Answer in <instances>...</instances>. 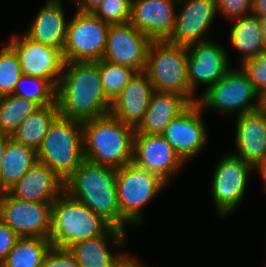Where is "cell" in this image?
<instances>
[{
    "instance_id": "6da1fadb",
    "label": "cell",
    "mask_w": 266,
    "mask_h": 267,
    "mask_svg": "<svg viewBox=\"0 0 266 267\" xmlns=\"http://www.w3.org/2000/svg\"><path fill=\"white\" fill-rule=\"evenodd\" d=\"M59 116L84 122L110 114L98 61L65 62L56 91Z\"/></svg>"
},
{
    "instance_id": "7a4b0ae2",
    "label": "cell",
    "mask_w": 266,
    "mask_h": 267,
    "mask_svg": "<svg viewBox=\"0 0 266 267\" xmlns=\"http://www.w3.org/2000/svg\"><path fill=\"white\" fill-rule=\"evenodd\" d=\"M117 169L84 159L65 180V192L85 204L112 227L126 231L130 223L121 215L117 196Z\"/></svg>"
},
{
    "instance_id": "3957f363",
    "label": "cell",
    "mask_w": 266,
    "mask_h": 267,
    "mask_svg": "<svg viewBox=\"0 0 266 267\" xmlns=\"http://www.w3.org/2000/svg\"><path fill=\"white\" fill-rule=\"evenodd\" d=\"M84 159L114 169L133 161L136 128L112 114L82 122Z\"/></svg>"
},
{
    "instance_id": "277c9868",
    "label": "cell",
    "mask_w": 266,
    "mask_h": 267,
    "mask_svg": "<svg viewBox=\"0 0 266 267\" xmlns=\"http://www.w3.org/2000/svg\"><path fill=\"white\" fill-rule=\"evenodd\" d=\"M112 226L66 192L52 203L50 242L68 249L78 242L104 235Z\"/></svg>"
},
{
    "instance_id": "5b68a950",
    "label": "cell",
    "mask_w": 266,
    "mask_h": 267,
    "mask_svg": "<svg viewBox=\"0 0 266 267\" xmlns=\"http://www.w3.org/2000/svg\"><path fill=\"white\" fill-rule=\"evenodd\" d=\"M37 160L65 181L84 160L82 122L58 116L37 150Z\"/></svg>"
},
{
    "instance_id": "8992f818",
    "label": "cell",
    "mask_w": 266,
    "mask_h": 267,
    "mask_svg": "<svg viewBox=\"0 0 266 267\" xmlns=\"http://www.w3.org/2000/svg\"><path fill=\"white\" fill-rule=\"evenodd\" d=\"M187 61V46L173 44L167 40L152 41L144 72L155 91L177 93L190 103H195L196 93L189 89L187 80Z\"/></svg>"
},
{
    "instance_id": "52a82bcc",
    "label": "cell",
    "mask_w": 266,
    "mask_h": 267,
    "mask_svg": "<svg viewBox=\"0 0 266 267\" xmlns=\"http://www.w3.org/2000/svg\"><path fill=\"white\" fill-rule=\"evenodd\" d=\"M196 103L202 111L213 109L232 117L260 109L264 106V99L241 67L233 66L218 82L205 89Z\"/></svg>"
},
{
    "instance_id": "ba28073f",
    "label": "cell",
    "mask_w": 266,
    "mask_h": 267,
    "mask_svg": "<svg viewBox=\"0 0 266 267\" xmlns=\"http://www.w3.org/2000/svg\"><path fill=\"white\" fill-rule=\"evenodd\" d=\"M168 184L159 175L130 162L117 169V196L121 215L137 225L144 219L142 209Z\"/></svg>"
},
{
    "instance_id": "9c48e42d",
    "label": "cell",
    "mask_w": 266,
    "mask_h": 267,
    "mask_svg": "<svg viewBox=\"0 0 266 267\" xmlns=\"http://www.w3.org/2000/svg\"><path fill=\"white\" fill-rule=\"evenodd\" d=\"M110 25L93 13L75 11L68 22L65 62H96L103 58Z\"/></svg>"
},
{
    "instance_id": "30bf717a",
    "label": "cell",
    "mask_w": 266,
    "mask_h": 267,
    "mask_svg": "<svg viewBox=\"0 0 266 267\" xmlns=\"http://www.w3.org/2000/svg\"><path fill=\"white\" fill-rule=\"evenodd\" d=\"M212 199L219 216H227L240 205L253 166L231 152L223 156L213 170Z\"/></svg>"
},
{
    "instance_id": "8fae6325",
    "label": "cell",
    "mask_w": 266,
    "mask_h": 267,
    "mask_svg": "<svg viewBox=\"0 0 266 267\" xmlns=\"http://www.w3.org/2000/svg\"><path fill=\"white\" fill-rule=\"evenodd\" d=\"M53 202H31L0 193V219L20 237L50 238Z\"/></svg>"
},
{
    "instance_id": "7c38bea8",
    "label": "cell",
    "mask_w": 266,
    "mask_h": 267,
    "mask_svg": "<svg viewBox=\"0 0 266 267\" xmlns=\"http://www.w3.org/2000/svg\"><path fill=\"white\" fill-rule=\"evenodd\" d=\"M152 40L130 22L110 25L103 60L143 72Z\"/></svg>"
},
{
    "instance_id": "4fadbf2b",
    "label": "cell",
    "mask_w": 266,
    "mask_h": 267,
    "mask_svg": "<svg viewBox=\"0 0 266 267\" xmlns=\"http://www.w3.org/2000/svg\"><path fill=\"white\" fill-rule=\"evenodd\" d=\"M187 49V80L193 93L200 84L205 89L214 85L231 68L228 50L216 41L194 43Z\"/></svg>"
},
{
    "instance_id": "5bb4252c",
    "label": "cell",
    "mask_w": 266,
    "mask_h": 267,
    "mask_svg": "<svg viewBox=\"0 0 266 267\" xmlns=\"http://www.w3.org/2000/svg\"><path fill=\"white\" fill-rule=\"evenodd\" d=\"M8 44L17 53L23 75L45 78L58 86L65 64L61 50L35 42L25 34L13 35Z\"/></svg>"
},
{
    "instance_id": "9a60e30c",
    "label": "cell",
    "mask_w": 266,
    "mask_h": 267,
    "mask_svg": "<svg viewBox=\"0 0 266 267\" xmlns=\"http://www.w3.org/2000/svg\"><path fill=\"white\" fill-rule=\"evenodd\" d=\"M202 113L196 102L191 103L161 134L185 163L205 148L208 136Z\"/></svg>"
},
{
    "instance_id": "2e32d148",
    "label": "cell",
    "mask_w": 266,
    "mask_h": 267,
    "mask_svg": "<svg viewBox=\"0 0 266 267\" xmlns=\"http://www.w3.org/2000/svg\"><path fill=\"white\" fill-rule=\"evenodd\" d=\"M169 183L185 162L162 135L135 133L133 161Z\"/></svg>"
},
{
    "instance_id": "e0dca14e",
    "label": "cell",
    "mask_w": 266,
    "mask_h": 267,
    "mask_svg": "<svg viewBox=\"0 0 266 267\" xmlns=\"http://www.w3.org/2000/svg\"><path fill=\"white\" fill-rule=\"evenodd\" d=\"M178 5L181 8L176 12L174 30L167 41L182 46L208 41L204 35L217 15L215 0H178Z\"/></svg>"
},
{
    "instance_id": "ac0fdd59",
    "label": "cell",
    "mask_w": 266,
    "mask_h": 267,
    "mask_svg": "<svg viewBox=\"0 0 266 267\" xmlns=\"http://www.w3.org/2000/svg\"><path fill=\"white\" fill-rule=\"evenodd\" d=\"M177 6L178 0H131L129 22L152 41L168 40L174 30Z\"/></svg>"
},
{
    "instance_id": "d6986e66",
    "label": "cell",
    "mask_w": 266,
    "mask_h": 267,
    "mask_svg": "<svg viewBox=\"0 0 266 267\" xmlns=\"http://www.w3.org/2000/svg\"><path fill=\"white\" fill-rule=\"evenodd\" d=\"M126 234L122 229L111 227L104 235L78 242L68 250L78 267H120L130 254L111 252L109 244L112 242L114 246L124 247Z\"/></svg>"
},
{
    "instance_id": "ffe728a7",
    "label": "cell",
    "mask_w": 266,
    "mask_h": 267,
    "mask_svg": "<svg viewBox=\"0 0 266 267\" xmlns=\"http://www.w3.org/2000/svg\"><path fill=\"white\" fill-rule=\"evenodd\" d=\"M235 117L236 151L232 154L254 167L266 158V107Z\"/></svg>"
},
{
    "instance_id": "44dd1931",
    "label": "cell",
    "mask_w": 266,
    "mask_h": 267,
    "mask_svg": "<svg viewBox=\"0 0 266 267\" xmlns=\"http://www.w3.org/2000/svg\"><path fill=\"white\" fill-rule=\"evenodd\" d=\"M7 192L23 201L54 202L65 192V181L37 161Z\"/></svg>"
},
{
    "instance_id": "7402d4cb",
    "label": "cell",
    "mask_w": 266,
    "mask_h": 267,
    "mask_svg": "<svg viewBox=\"0 0 266 267\" xmlns=\"http://www.w3.org/2000/svg\"><path fill=\"white\" fill-rule=\"evenodd\" d=\"M154 87L147 74L136 72L111 103L110 114L122 123L137 128L144 120Z\"/></svg>"
},
{
    "instance_id": "603a6c76",
    "label": "cell",
    "mask_w": 266,
    "mask_h": 267,
    "mask_svg": "<svg viewBox=\"0 0 266 267\" xmlns=\"http://www.w3.org/2000/svg\"><path fill=\"white\" fill-rule=\"evenodd\" d=\"M68 20L61 0H46L24 34L31 40L63 51Z\"/></svg>"
},
{
    "instance_id": "cb8c5ba5",
    "label": "cell",
    "mask_w": 266,
    "mask_h": 267,
    "mask_svg": "<svg viewBox=\"0 0 266 267\" xmlns=\"http://www.w3.org/2000/svg\"><path fill=\"white\" fill-rule=\"evenodd\" d=\"M191 103L182 95L154 91L144 120L135 133L161 135L169 123Z\"/></svg>"
},
{
    "instance_id": "d4e9b609",
    "label": "cell",
    "mask_w": 266,
    "mask_h": 267,
    "mask_svg": "<svg viewBox=\"0 0 266 267\" xmlns=\"http://www.w3.org/2000/svg\"><path fill=\"white\" fill-rule=\"evenodd\" d=\"M229 21H233L229 33L230 45L241 53V64L265 50L259 17L250 13Z\"/></svg>"
},
{
    "instance_id": "484cf974",
    "label": "cell",
    "mask_w": 266,
    "mask_h": 267,
    "mask_svg": "<svg viewBox=\"0 0 266 267\" xmlns=\"http://www.w3.org/2000/svg\"><path fill=\"white\" fill-rule=\"evenodd\" d=\"M37 151L9 140L0 170V193L6 192L37 162Z\"/></svg>"
},
{
    "instance_id": "4316f807",
    "label": "cell",
    "mask_w": 266,
    "mask_h": 267,
    "mask_svg": "<svg viewBox=\"0 0 266 267\" xmlns=\"http://www.w3.org/2000/svg\"><path fill=\"white\" fill-rule=\"evenodd\" d=\"M59 116L58 104L40 106L32 112L11 135L18 144L35 149L41 147L50 125Z\"/></svg>"
},
{
    "instance_id": "83f0119b",
    "label": "cell",
    "mask_w": 266,
    "mask_h": 267,
    "mask_svg": "<svg viewBox=\"0 0 266 267\" xmlns=\"http://www.w3.org/2000/svg\"><path fill=\"white\" fill-rule=\"evenodd\" d=\"M51 247L48 238L20 237L0 267H40Z\"/></svg>"
},
{
    "instance_id": "f1b7e54d",
    "label": "cell",
    "mask_w": 266,
    "mask_h": 267,
    "mask_svg": "<svg viewBox=\"0 0 266 267\" xmlns=\"http://www.w3.org/2000/svg\"><path fill=\"white\" fill-rule=\"evenodd\" d=\"M39 107L36 102L15 94L0 97V132L12 135Z\"/></svg>"
},
{
    "instance_id": "f546056e",
    "label": "cell",
    "mask_w": 266,
    "mask_h": 267,
    "mask_svg": "<svg viewBox=\"0 0 266 267\" xmlns=\"http://www.w3.org/2000/svg\"><path fill=\"white\" fill-rule=\"evenodd\" d=\"M56 91L57 87L48 79L22 75L13 94L45 106L56 103Z\"/></svg>"
},
{
    "instance_id": "4dcf8cb0",
    "label": "cell",
    "mask_w": 266,
    "mask_h": 267,
    "mask_svg": "<svg viewBox=\"0 0 266 267\" xmlns=\"http://www.w3.org/2000/svg\"><path fill=\"white\" fill-rule=\"evenodd\" d=\"M98 66L105 96L112 103L136 71L130 67L107 62L103 59L98 61Z\"/></svg>"
},
{
    "instance_id": "1f68e13d",
    "label": "cell",
    "mask_w": 266,
    "mask_h": 267,
    "mask_svg": "<svg viewBox=\"0 0 266 267\" xmlns=\"http://www.w3.org/2000/svg\"><path fill=\"white\" fill-rule=\"evenodd\" d=\"M23 75L15 50L7 43L0 50V97L11 95Z\"/></svg>"
},
{
    "instance_id": "d6a6232c",
    "label": "cell",
    "mask_w": 266,
    "mask_h": 267,
    "mask_svg": "<svg viewBox=\"0 0 266 267\" xmlns=\"http://www.w3.org/2000/svg\"><path fill=\"white\" fill-rule=\"evenodd\" d=\"M93 14L109 25L130 21L131 0H102Z\"/></svg>"
},
{
    "instance_id": "836d02e7",
    "label": "cell",
    "mask_w": 266,
    "mask_h": 267,
    "mask_svg": "<svg viewBox=\"0 0 266 267\" xmlns=\"http://www.w3.org/2000/svg\"><path fill=\"white\" fill-rule=\"evenodd\" d=\"M241 69L246 73L250 83L260 94L266 98V49L257 57L244 61Z\"/></svg>"
},
{
    "instance_id": "e575fe53",
    "label": "cell",
    "mask_w": 266,
    "mask_h": 267,
    "mask_svg": "<svg viewBox=\"0 0 266 267\" xmlns=\"http://www.w3.org/2000/svg\"><path fill=\"white\" fill-rule=\"evenodd\" d=\"M217 12L228 21L248 15L252 10V0H215Z\"/></svg>"
},
{
    "instance_id": "d590c367",
    "label": "cell",
    "mask_w": 266,
    "mask_h": 267,
    "mask_svg": "<svg viewBox=\"0 0 266 267\" xmlns=\"http://www.w3.org/2000/svg\"><path fill=\"white\" fill-rule=\"evenodd\" d=\"M40 267H78V265L68 249L51 247Z\"/></svg>"
},
{
    "instance_id": "8d00e7d4",
    "label": "cell",
    "mask_w": 266,
    "mask_h": 267,
    "mask_svg": "<svg viewBox=\"0 0 266 267\" xmlns=\"http://www.w3.org/2000/svg\"><path fill=\"white\" fill-rule=\"evenodd\" d=\"M19 238L20 236L0 219V264Z\"/></svg>"
},
{
    "instance_id": "74e56055",
    "label": "cell",
    "mask_w": 266,
    "mask_h": 267,
    "mask_svg": "<svg viewBox=\"0 0 266 267\" xmlns=\"http://www.w3.org/2000/svg\"><path fill=\"white\" fill-rule=\"evenodd\" d=\"M81 13H93L102 0H70Z\"/></svg>"
},
{
    "instance_id": "f35d334b",
    "label": "cell",
    "mask_w": 266,
    "mask_h": 267,
    "mask_svg": "<svg viewBox=\"0 0 266 267\" xmlns=\"http://www.w3.org/2000/svg\"><path fill=\"white\" fill-rule=\"evenodd\" d=\"M251 13L259 18L266 16V0H252Z\"/></svg>"
},
{
    "instance_id": "ab89813d",
    "label": "cell",
    "mask_w": 266,
    "mask_h": 267,
    "mask_svg": "<svg viewBox=\"0 0 266 267\" xmlns=\"http://www.w3.org/2000/svg\"><path fill=\"white\" fill-rule=\"evenodd\" d=\"M11 139V135L0 132V170L2 167L3 156L6 151L7 144Z\"/></svg>"
},
{
    "instance_id": "60d3db41",
    "label": "cell",
    "mask_w": 266,
    "mask_h": 267,
    "mask_svg": "<svg viewBox=\"0 0 266 267\" xmlns=\"http://www.w3.org/2000/svg\"><path fill=\"white\" fill-rule=\"evenodd\" d=\"M120 267H148V266L142 264L140 261L137 260V258L132 257V255H129V257L120 265Z\"/></svg>"
},
{
    "instance_id": "b9f144b4",
    "label": "cell",
    "mask_w": 266,
    "mask_h": 267,
    "mask_svg": "<svg viewBox=\"0 0 266 267\" xmlns=\"http://www.w3.org/2000/svg\"><path fill=\"white\" fill-rule=\"evenodd\" d=\"M253 170L260 173V176L262 177L263 181L266 185V158H264L262 161L258 162L254 167ZM266 189V188H265Z\"/></svg>"
},
{
    "instance_id": "7bdbcfd3",
    "label": "cell",
    "mask_w": 266,
    "mask_h": 267,
    "mask_svg": "<svg viewBox=\"0 0 266 267\" xmlns=\"http://www.w3.org/2000/svg\"><path fill=\"white\" fill-rule=\"evenodd\" d=\"M259 20L261 23L262 39L266 49V16L260 17Z\"/></svg>"
},
{
    "instance_id": "ee69618b",
    "label": "cell",
    "mask_w": 266,
    "mask_h": 267,
    "mask_svg": "<svg viewBox=\"0 0 266 267\" xmlns=\"http://www.w3.org/2000/svg\"><path fill=\"white\" fill-rule=\"evenodd\" d=\"M264 106L266 107V98L264 99Z\"/></svg>"
}]
</instances>
